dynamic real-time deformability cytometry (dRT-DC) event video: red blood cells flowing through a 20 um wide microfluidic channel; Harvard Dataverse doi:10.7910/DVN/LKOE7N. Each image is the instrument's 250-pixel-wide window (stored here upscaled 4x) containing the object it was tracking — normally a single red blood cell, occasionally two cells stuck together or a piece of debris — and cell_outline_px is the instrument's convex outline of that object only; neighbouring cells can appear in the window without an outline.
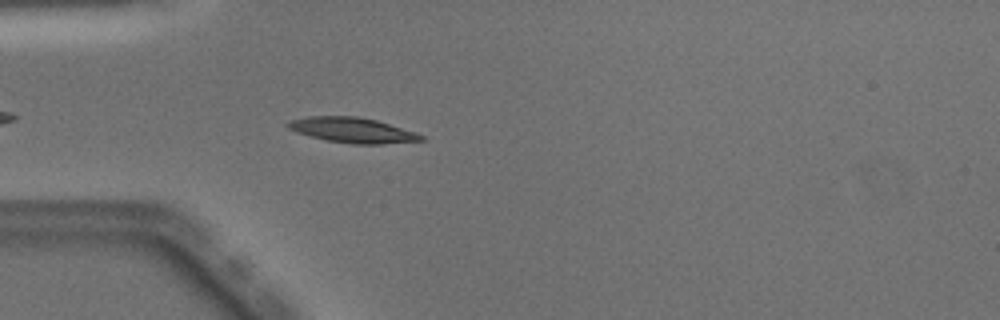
{"species": "Egyptian fruit bat (a non-hibernating species)", "species_latin": "Rousettus aegyptiacus", "temperature_condition": "warm", "stored_images_in_passage": 11, "camera_frame_rate_fps": 3000, "um_per_image_px": 0.085, "animal": {"sex": "male"}, "frame": {"image": 1, "passage_image": 5, "time_ms": 1.333, "image_size_px": [1000, 320], "cell_outline_px": [[424, 140], [380, 144], [352, 144], [328, 140], [296, 132], [288, 128], [284, 124], [288, 120], [308, 116], [360, 116], [376, 120], [416, 132], [424, 136]], "centroid_in_image_um": [29.93, 11.05], "position_along_channel_um": 55.1, "area_um2": 19.54}}